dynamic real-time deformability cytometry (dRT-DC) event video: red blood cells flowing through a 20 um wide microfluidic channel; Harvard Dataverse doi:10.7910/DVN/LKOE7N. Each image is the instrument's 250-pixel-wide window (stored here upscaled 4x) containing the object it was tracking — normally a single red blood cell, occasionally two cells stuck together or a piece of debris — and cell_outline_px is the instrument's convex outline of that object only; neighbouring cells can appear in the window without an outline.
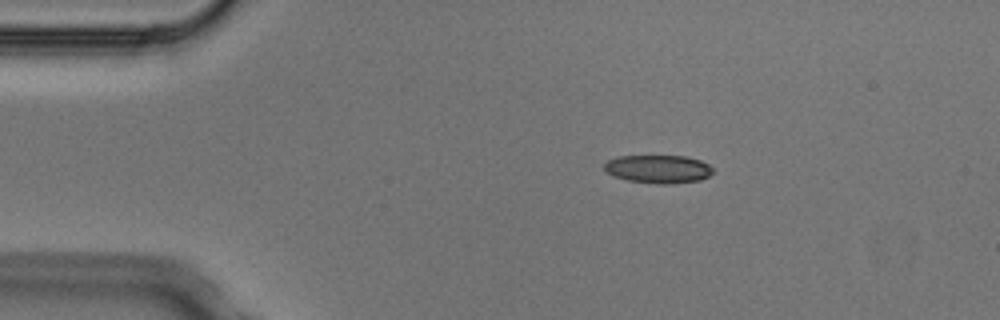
{"species": "Egyptian fruit bat (a non-hibernating species)", "species_latin": "Rousettus aegyptiacus", "temperature_condition": "cold", "stored_images_in_passage": 4, "camera_frame_rate_fps": 3000, "um_per_image_px": 0.085, "animal": {"sex": "male"}, "frame": {"image": 1, "passage_image": 2, "time_ms": 0.333, "image_size_px": [1000, 320], "cell_outline_px": [[716, 172], [700, 180], [672, 184], [660, 184], [628, 180], [612, 176], [604, 168], [604, 164], [608, 160], [620, 156], [684, 156], [700, 160], [708, 164]], "centroid_in_image_um": [55.98, 14.37], "position_along_channel_um": 29.0, "area_um2": 17.86}}